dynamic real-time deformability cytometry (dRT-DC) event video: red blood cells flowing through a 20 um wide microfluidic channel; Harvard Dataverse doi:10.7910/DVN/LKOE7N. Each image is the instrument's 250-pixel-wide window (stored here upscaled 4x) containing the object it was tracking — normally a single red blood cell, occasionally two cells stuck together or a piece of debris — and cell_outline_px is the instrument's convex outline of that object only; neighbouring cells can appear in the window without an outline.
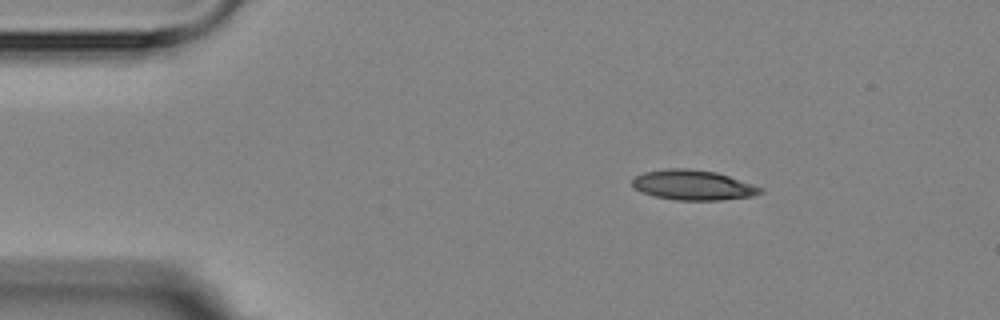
{"species": "Egyptian fruit bat (a non-hibernating species)", "species_latin": "Rousettus aegyptiacus", "temperature_condition": "room temperature", "stored_images_in_passage": 3, "camera_frame_rate_fps": 3000, "um_per_image_px": 0.085, "animal": {"sex": "female"}, "frame": {"image": 1, "passage_image": 1, "time_ms": 0.0, "image_size_px": [1000, 320], "cell_outline_px": [[764, 192], [752, 196], [720, 200], [676, 200], [656, 196], [644, 192], [636, 188], [632, 184], [632, 180], [636, 176], [644, 172], [664, 168], [688, 168], [716, 172], [764, 188]], "centroid_in_image_um": [58.93, 15.72], "position_along_channel_um": 26.1, "area_um2": 22.25}}